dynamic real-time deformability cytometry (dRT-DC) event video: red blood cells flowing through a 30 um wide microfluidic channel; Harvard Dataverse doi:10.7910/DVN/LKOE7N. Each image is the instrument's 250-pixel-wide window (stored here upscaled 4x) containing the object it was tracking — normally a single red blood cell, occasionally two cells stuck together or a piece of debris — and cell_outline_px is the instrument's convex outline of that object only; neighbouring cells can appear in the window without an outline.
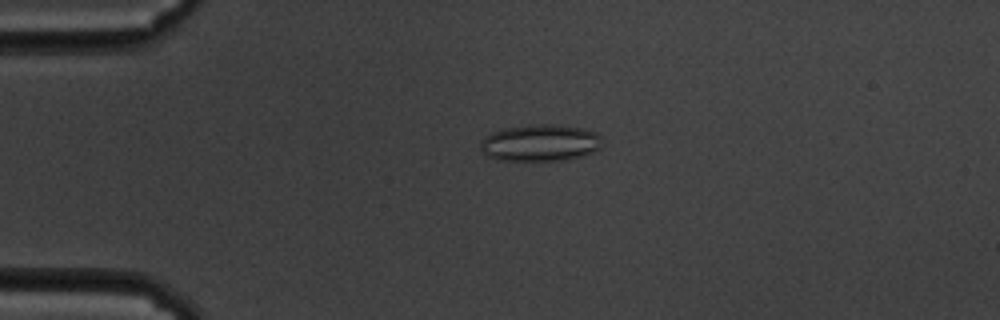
{"species": "common noctule bat (a hibernating species)", "species_latin": "Nyctalus noctula", "temperature_condition": "cold", "stored_images_in_passage": 60, "camera_frame_rate_fps": 3000, "um_per_image_px": 0.085, "animal": {"sex": "male", "body_mass_g": 19.5, "forearm_length_mm": 54.6}, "frame": {"image": 1, "passage_image": 14, "time_ms": 4.333, "image_size_px": [1000, 320], "cell_outline_px": [[600, 148], [592, 152], [568, 160], [500, 160], [488, 156], [480, 148], [480, 144], [484, 136], [492, 132], [504, 128], [528, 124], [560, 124], [584, 128], [596, 132], [600, 136]], "centroid_in_image_um": [45.92, 12.12], "position_along_channel_um": 39.1, "area_um2": 26.24}}
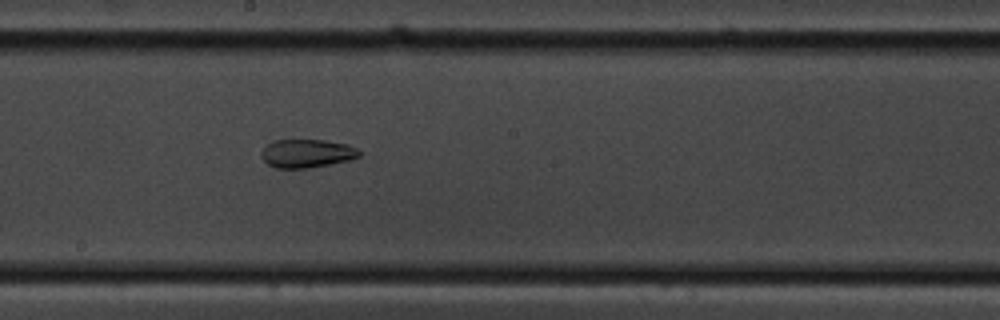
{"frame": {"image": 2, "passage_image": 33, "time_ms": 10.667, "image_size_px": [1000, 320], "cell_outline_px": [[360, 156], [348, 160], [308, 168], [276, 168], [268, 164], [260, 156], [260, 152], [272, 140], [324, 140], [348, 144], [360, 148]], "centroid_in_image_um": [26.09, 13.03], "position_along_channel_um": 222.1, "area_um2": 16.24}}
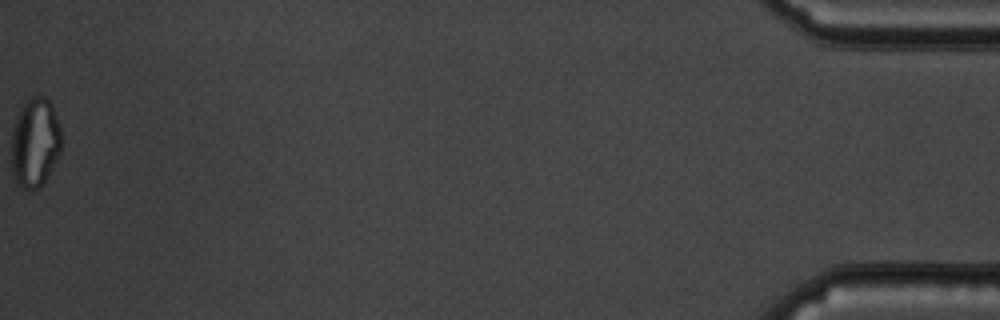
{"frame": {"image": 3, "passage_image": 60, "time_ms": 19.667, "image_size_px": [1000, 320], "cell_outline_px": [[60, 152], [44, 180], [36, 188], [24, 188], [12, 176], [12, 128], [20, 104], [32, 96], [44, 96], [52, 104], [60, 128]], "centroid_in_image_um": [2.95, 12.03], "position_along_channel_um": 432.3, "area_um2": 25.72}, "authors_computed_cell_mechanics": {"area_um2": 23.3512, "velocity_mm_per_s": 3.3903, "shape_relaxation_time_tau1_ms": null, "shape_relaxation_time_tau2_ms": 3.3548, "deformation_change_tau1": null, "deformation_change_tau2": 0.1007}}